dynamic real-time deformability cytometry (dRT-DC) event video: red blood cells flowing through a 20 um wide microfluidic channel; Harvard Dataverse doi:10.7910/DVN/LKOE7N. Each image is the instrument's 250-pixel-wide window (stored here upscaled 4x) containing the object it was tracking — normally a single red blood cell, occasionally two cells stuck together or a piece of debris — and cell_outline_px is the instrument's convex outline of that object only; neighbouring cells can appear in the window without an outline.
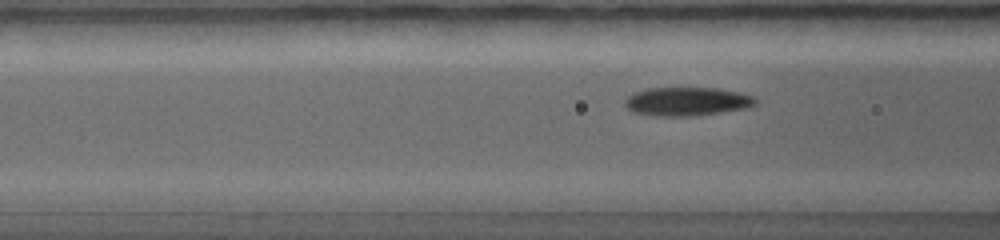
{"species": "common noctule bat (a hibernating species)", "species_latin": "Nyctalus noctula", "temperature_condition": "warm", "stored_images_in_passage": 37, "camera_frame_rate_fps": 5000, "um_per_image_px": 0.085, "animal": {"sex": "female", "body_mass_g": 19.0, "forearm_length_mm": 56.7}, "frame": {"image": 1, "passage_image": 14, "time_ms": 3.2, "image_size_px": [1000, 240], "cell_outline_px": [[756, 100], [752, 104], [740, 108], [712, 112], [636, 112], [628, 108], [628, 96], [632, 92], [648, 88], [716, 88], [736, 92], [752, 96]], "centroid_in_image_um": [58.39, 8.51], "position_along_channel_um": 108.2, "area_um2": 19.19}}
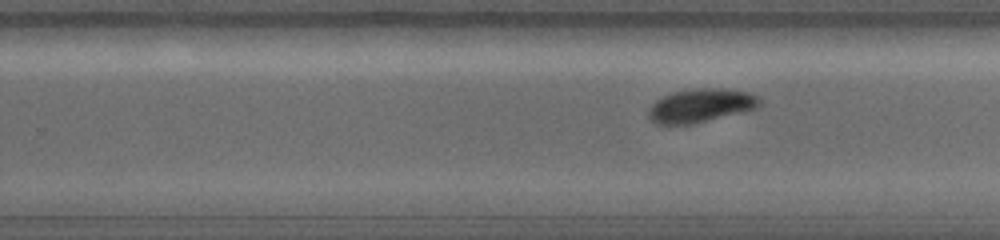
{"frame": {"image": 2, "passage_image": 24, "time_ms": 6.0, "image_size_px": [1000, 240], "cell_outline_px": [[760, 100], [752, 108], [684, 124], [660, 124], [652, 120], [648, 116], [648, 108], [656, 100], [672, 92], [688, 88], [724, 88], [748, 92], [756, 96]], "centroid_in_image_um": [59.44, 8.92], "position_along_channel_um": 270.4, "area_um2": 20.69}}
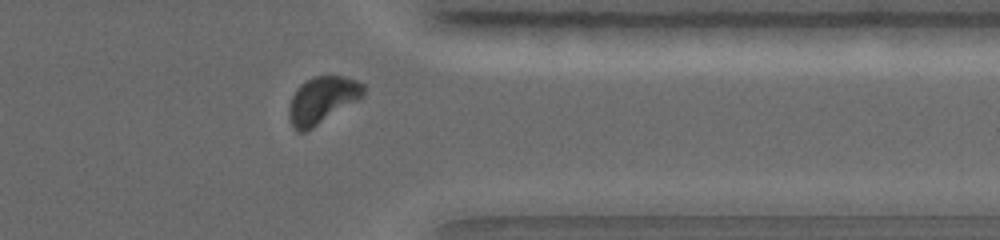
{"frame": {"image": 3, "passage_image": 32, "time_ms": 8.0, "image_size_px": [1000, 240], "cell_outline_px": [[364, 92], [356, 100], [312, 128], [304, 132], [300, 132], [292, 124], [288, 112], [288, 108], [292, 96], [296, 88], [300, 84], [312, 76], [344, 76], [356, 80], [364, 84]], "centroid_in_image_um": [27.35, 8.47], "position_along_channel_um": 384.1, "area_um2": 19.83}}